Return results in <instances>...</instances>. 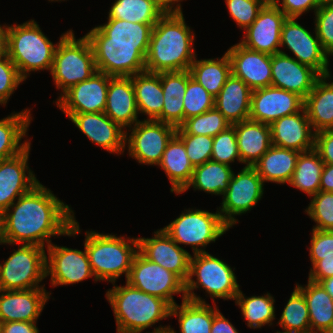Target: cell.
I'll return each instance as SVG.
<instances>
[{"mask_svg":"<svg viewBox=\"0 0 333 333\" xmlns=\"http://www.w3.org/2000/svg\"><path fill=\"white\" fill-rule=\"evenodd\" d=\"M0 219L5 245L45 247L47 244L48 247L53 236H74L81 232L71 207L41 183L20 196Z\"/></svg>","mask_w":333,"mask_h":333,"instance_id":"cell-1","label":"cell"},{"mask_svg":"<svg viewBox=\"0 0 333 333\" xmlns=\"http://www.w3.org/2000/svg\"><path fill=\"white\" fill-rule=\"evenodd\" d=\"M185 23L182 10L167 11L153 26L145 58V71L189 70L196 58L195 33ZM193 33V34H192Z\"/></svg>","mask_w":333,"mask_h":333,"instance_id":"cell-2","label":"cell"},{"mask_svg":"<svg viewBox=\"0 0 333 333\" xmlns=\"http://www.w3.org/2000/svg\"><path fill=\"white\" fill-rule=\"evenodd\" d=\"M106 292L117 325V333H141L155 323L171 317V306L161 298L142 292L127 282Z\"/></svg>","mask_w":333,"mask_h":333,"instance_id":"cell-3","label":"cell"},{"mask_svg":"<svg viewBox=\"0 0 333 333\" xmlns=\"http://www.w3.org/2000/svg\"><path fill=\"white\" fill-rule=\"evenodd\" d=\"M85 233L84 245L94 281L115 283L122 274L127 280L133 258L138 252V238L127 239L92 230Z\"/></svg>","mask_w":333,"mask_h":333,"instance_id":"cell-4","label":"cell"},{"mask_svg":"<svg viewBox=\"0 0 333 333\" xmlns=\"http://www.w3.org/2000/svg\"><path fill=\"white\" fill-rule=\"evenodd\" d=\"M57 44L42 32L34 20L19 25H9L8 57L26 80L29 72H51Z\"/></svg>","mask_w":333,"mask_h":333,"instance_id":"cell-5","label":"cell"},{"mask_svg":"<svg viewBox=\"0 0 333 333\" xmlns=\"http://www.w3.org/2000/svg\"><path fill=\"white\" fill-rule=\"evenodd\" d=\"M233 271L226 262L208 252L194 254L190 258L189 275L185 282L186 300L206 303L205 299L194 293L200 287L209 294L214 304V298L235 300L240 288ZM195 276L196 281L193 279Z\"/></svg>","mask_w":333,"mask_h":333,"instance_id":"cell-6","label":"cell"},{"mask_svg":"<svg viewBox=\"0 0 333 333\" xmlns=\"http://www.w3.org/2000/svg\"><path fill=\"white\" fill-rule=\"evenodd\" d=\"M97 72L94 52L84 35L76 39L73 30L62 34L55 51L51 75L60 96L71 86L89 79Z\"/></svg>","mask_w":333,"mask_h":333,"instance_id":"cell-7","label":"cell"},{"mask_svg":"<svg viewBox=\"0 0 333 333\" xmlns=\"http://www.w3.org/2000/svg\"><path fill=\"white\" fill-rule=\"evenodd\" d=\"M185 211L162 229L175 243L192 246L193 254L206 252L209 243L230 229L218 210L216 213L193 208Z\"/></svg>","mask_w":333,"mask_h":333,"instance_id":"cell-8","label":"cell"},{"mask_svg":"<svg viewBox=\"0 0 333 333\" xmlns=\"http://www.w3.org/2000/svg\"><path fill=\"white\" fill-rule=\"evenodd\" d=\"M45 248L22 244L0 263V286L2 290H28L44 288L40 285L46 278Z\"/></svg>","mask_w":333,"mask_h":333,"instance_id":"cell-9","label":"cell"},{"mask_svg":"<svg viewBox=\"0 0 333 333\" xmlns=\"http://www.w3.org/2000/svg\"><path fill=\"white\" fill-rule=\"evenodd\" d=\"M126 282L142 292L164 299L171 307L176 305L173 294L182 293L186 299L185 283L173 272L148 260L139 251L135 254Z\"/></svg>","mask_w":333,"mask_h":333,"instance_id":"cell-10","label":"cell"},{"mask_svg":"<svg viewBox=\"0 0 333 333\" xmlns=\"http://www.w3.org/2000/svg\"><path fill=\"white\" fill-rule=\"evenodd\" d=\"M176 127L156 120L138 121L126 132L125 144L128 155L138 163L157 165L162 159L168 142L176 134Z\"/></svg>","mask_w":333,"mask_h":333,"instance_id":"cell-11","label":"cell"},{"mask_svg":"<svg viewBox=\"0 0 333 333\" xmlns=\"http://www.w3.org/2000/svg\"><path fill=\"white\" fill-rule=\"evenodd\" d=\"M263 186V180L253 167L245 166L238 174L233 172L221 207L217 208L222 220L229 227L238 223L235 215H242L256 206L264 194Z\"/></svg>","mask_w":333,"mask_h":333,"instance_id":"cell-12","label":"cell"},{"mask_svg":"<svg viewBox=\"0 0 333 333\" xmlns=\"http://www.w3.org/2000/svg\"><path fill=\"white\" fill-rule=\"evenodd\" d=\"M96 69L112 77H131L145 71L149 44L90 43Z\"/></svg>","mask_w":333,"mask_h":333,"instance_id":"cell-13","label":"cell"},{"mask_svg":"<svg viewBox=\"0 0 333 333\" xmlns=\"http://www.w3.org/2000/svg\"><path fill=\"white\" fill-rule=\"evenodd\" d=\"M297 18H286L282 25L280 47L285 46L295 60L314 69L320 76L329 75V55L318 36L301 26Z\"/></svg>","mask_w":333,"mask_h":333,"instance_id":"cell-14","label":"cell"},{"mask_svg":"<svg viewBox=\"0 0 333 333\" xmlns=\"http://www.w3.org/2000/svg\"><path fill=\"white\" fill-rule=\"evenodd\" d=\"M46 277L50 276L53 287L70 285L93 277L87 252L51 243L47 247Z\"/></svg>","mask_w":333,"mask_h":333,"instance_id":"cell-15","label":"cell"},{"mask_svg":"<svg viewBox=\"0 0 333 333\" xmlns=\"http://www.w3.org/2000/svg\"><path fill=\"white\" fill-rule=\"evenodd\" d=\"M109 76L95 72L89 79L71 86L55 101L64 113L104 112L107 99Z\"/></svg>","mask_w":333,"mask_h":333,"instance_id":"cell-16","label":"cell"},{"mask_svg":"<svg viewBox=\"0 0 333 333\" xmlns=\"http://www.w3.org/2000/svg\"><path fill=\"white\" fill-rule=\"evenodd\" d=\"M286 18L278 6L269 0L254 22L244 30V37L239 43L269 55L280 52L281 30Z\"/></svg>","mask_w":333,"mask_h":333,"instance_id":"cell-17","label":"cell"},{"mask_svg":"<svg viewBox=\"0 0 333 333\" xmlns=\"http://www.w3.org/2000/svg\"><path fill=\"white\" fill-rule=\"evenodd\" d=\"M304 99L298 94L268 86L252 90L249 119L271 125L281 117L299 112Z\"/></svg>","mask_w":333,"mask_h":333,"instance_id":"cell-18","label":"cell"},{"mask_svg":"<svg viewBox=\"0 0 333 333\" xmlns=\"http://www.w3.org/2000/svg\"><path fill=\"white\" fill-rule=\"evenodd\" d=\"M30 147L31 144L19 155L0 161V215L40 183L28 166Z\"/></svg>","mask_w":333,"mask_h":333,"instance_id":"cell-19","label":"cell"},{"mask_svg":"<svg viewBox=\"0 0 333 333\" xmlns=\"http://www.w3.org/2000/svg\"><path fill=\"white\" fill-rule=\"evenodd\" d=\"M154 233L152 238L138 237V251L148 260L176 274L185 283L191 254L175 243L163 229Z\"/></svg>","mask_w":333,"mask_h":333,"instance_id":"cell-20","label":"cell"},{"mask_svg":"<svg viewBox=\"0 0 333 333\" xmlns=\"http://www.w3.org/2000/svg\"><path fill=\"white\" fill-rule=\"evenodd\" d=\"M65 114L92 143L109 153L120 155L124 152L126 131L104 112Z\"/></svg>","mask_w":333,"mask_h":333,"instance_id":"cell-21","label":"cell"},{"mask_svg":"<svg viewBox=\"0 0 333 333\" xmlns=\"http://www.w3.org/2000/svg\"><path fill=\"white\" fill-rule=\"evenodd\" d=\"M271 86L294 92L303 99L313 89L320 75L280 50L271 55Z\"/></svg>","mask_w":333,"mask_h":333,"instance_id":"cell-22","label":"cell"},{"mask_svg":"<svg viewBox=\"0 0 333 333\" xmlns=\"http://www.w3.org/2000/svg\"><path fill=\"white\" fill-rule=\"evenodd\" d=\"M232 75L242 79L252 90L271 86V55L251 50L240 43L227 50Z\"/></svg>","mask_w":333,"mask_h":333,"instance_id":"cell-23","label":"cell"},{"mask_svg":"<svg viewBox=\"0 0 333 333\" xmlns=\"http://www.w3.org/2000/svg\"><path fill=\"white\" fill-rule=\"evenodd\" d=\"M51 293L45 288L2 290L0 293V320L5 322H37Z\"/></svg>","mask_w":333,"mask_h":333,"instance_id":"cell-24","label":"cell"},{"mask_svg":"<svg viewBox=\"0 0 333 333\" xmlns=\"http://www.w3.org/2000/svg\"><path fill=\"white\" fill-rule=\"evenodd\" d=\"M270 128L272 145L300 153L314 149L315 132L304 107L274 121Z\"/></svg>","mask_w":333,"mask_h":333,"instance_id":"cell-25","label":"cell"},{"mask_svg":"<svg viewBox=\"0 0 333 333\" xmlns=\"http://www.w3.org/2000/svg\"><path fill=\"white\" fill-rule=\"evenodd\" d=\"M104 113L123 129L140 121L131 77L110 78Z\"/></svg>","mask_w":333,"mask_h":333,"instance_id":"cell-26","label":"cell"},{"mask_svg":"<svg viewBox=\"0 0 333 333\" xmlns=\"http://www.w3.org/2000/svg\"><path fill=\"white\" fill-rule=\"evenodd\" d=\"M232 126L236 132L241 162L253 167L272 146L270 125L247 119Z\"/></svg>","mask_w":333,"mask_h":333,"instance_id":"cell-27","label":"cell"},{"mask_svg":"<svg viewBox=\"0 0 333 333\" xmlns=\"http://www.w3.org/2000/svg\"><path fill=\"white\" fill-rule=\"evenodd\" d=\"M252 89L231 74L214 99V107L231 123L249 119Z\"/></svg>","mask_w":333,"mask_h":333,"instance_id":"cell-28","label":"cell"},{"mask_svg":"<svg viewBox=\"0 0 333 333\" xmlns=\"http://www.w3.org/2000/svg\"><path fill=\"white\" fill-rule=\"evenodd\" d=\"M154 25L108 19L106 24L94 27L85 36L90 43L149 44Z\"/></svg>","mask_w":333,"mask_h":333,"instance_id":"cell-29","label":"cell"},{"mask_svg":"<svg viewBox=\"0 0 333 333\" xmlns=\"http://www.w3.org/2000/svg\"><path fill=\"white\" fill-rule=\"evenodd\" d=\"M188 81L189 70L161 72L164 105L162 113L155 119L156 121L173 125L176 128L184 122L183 99Z\"/></svg>","mask_w":333,"mask_h":333,"instance_id":"cell-30","label":"cell"},{"mask_svg":"<svg viewBox=\"0 0 333 333\" xmlns=\"http://www.w3.org/2000/svg\"><path fill=\"white\" fill-rule=\"evenodd\" d=\"M331 74L320 76L304 99V108L315 133L333 129V82Z\"/></svg>","mask_w":333,"mask_h":333,"instance_id":"cell-31","label":"cell"},{"mask_svg":"<svg viewBox=\"0 0 333 333\" xmlns=\"http://www.w3.org/2000/svg\"><path fill=\"white\" fill-rule=\"evenodd\" d=\"M158 166L165 171L172 185L170 191L180 195L191 181L194 167L183 141L176 134L168 142Z\"/></svg>","mask_w":333,"mask_h":333,"instance_id":"cell-32","label":"cell"},{"mask_svg":"<svg viewBox=\"0 0 333 333\" xmlns=\"http://www.w3.org/2000/svg\"><path fill=\"white\" fill-rule=\"evenodd\" d=\"M300 152L272 145L254 164L263 182L285 184L291 181Z\"/></svg>","mask_w":333,"mask_h":333,"instance_id":"cell-33","label":"cell"},{"mask_svg":"<svg viewBox=\"0 0 333 333\" xmlns=\"http://www.w3.org/2000/svg\"><path fill=\"white\" fill-rule=\"evenodd\" d=\"M30 113V109H24L0 119V161L19 155L31 144L30 140L21 143L31 123Z\"/></svg>","mask_w":333,"mask_h":333,"instance_id":"cell-34","label":"cell"},{"mask_svg":"<svg viewBox=\"0 0 333 333\" xmlns=\"http://www.w3.org/2000/svg\"><path fill=\"white\" fill-rule=\"evenodd\" d=\"M131 78L139 114H146L147 120H155L164 105L161 73L143 71Z\"/></svg>","mask_w":333,"mask_h":333,"instance_id":"cell-35","label":"cell"},{"mask_svg":"<svg viewBox=\"0 0 333 333\" xmlns=\"http://www.w3.org/2000/svg\"><path fill=\"white\" fill-rule=\"evenodd\" d=\"M304 287L296 284L308 306L311 331L327 333L333 327V298L319 284L308 280Z\"/></svg>","mask_w":333,"mask_h":333,"instance_id":"cell-36","label":"cell"},{"mask_svg":"<svg viewBox=\"0 0 333 333\" xmlns=\"http://www.w3.org/2000/svg\"><path fill=\"white\" fill-rule=\"evenodd\" d=\"M219 311L217 306L208 303H197L183 300L181 305L171 307L170 316H176L179 321L180 333H211L214 315ZM172 333H176L170 327Z\"/></svg>","mask_w":333,"mask_h":333,"instance_id":"cell-37","label":"cell"},{"mask_svg":"<svg viewBox=\"0 0 333 333\" xmlns=\"http://www.w3.org/2000/svg\"><path fill=\"white\" fill-rule=\"evenodd\" d=\"M189 72L194 80L216 97L232 74L231 62L226 52L222 58L200 60L195 58L190 65Z\"/></svg>","mask_w":333,"mask_h":333,"instance_id":"cell-38","label":"cell"},{"mask_svg":"<svg viewBox=\"0 0 333 333\" xmlns=\"http://www.w3.org/2000/svg\"><path fill=\"white\" fill-rule=\"evenodd\" d=\"M232 174L233 171L230 166L209 160L194 167L191 181L181 193L193 187L194 190L219 196L223 195L228 189Z\"/></svg>","mask_w":333,"mask_h":333,"instance_id":"cell-39","label":"cell"},{"mask_svg":"<svg viewBox=\"0 0 333 333\" xmlns=\"http://www.w3.org/2000/svg\"><path fill=\"white\" fill-rule=\"evenodd\" d=\"M167 10L156 0H115L107 19L156 24Z\"/></svg>","mask_w":333,"mask_h":333,"instance_id":"cell-40","label":"cell"},{"mask_svg":"<svg viewBox=\"0 0 333 333\" xmlns=\"http://www.w3.org/2000/svg\"><path fill=\"white\" fill-rule=\"evenodd\" d=\"M324 162L313 149L299 154L289 185L312 197L320 191Z\"/></svg>","mask_w":333,"mask_h":333,"instance_id":"cell-41","label":"cell"},{"mask_svg":"<svg viewBox=\"0 0 333 333\" xmlns=\"http://www.w3.org/2000/svg\"><path fill=\"white\" fill-rule=\"evenodd\" d=\"M275 299L270 293L262 296L245 297L243 292L239 290L236 296L235 304L241 308V313L247 321L249 328L258 329L266 324L273 325L275 320Z\"/></svg>","mask_w":333,"mask_h":333,"instance_id":"cell-42","label":"cell"},{"mask_svg":"<svg viewBox=\"0 0 333 333\" xmlns=\"http://www.w3.org/2000/svg\"><path fill=\"white\" fill-rule=\"evenodd\" d=\"M278 325L287 333H305L311 331L307 302L303 293L295 287L278 321Z\"/></svg>","mask_w":333,"mask_h":333,"instance_id":"cell-43","label":"cell"},{"mask_svg":"<svg viewBox=\"0 0 333 333\" xmlns=\"http://www.w3.org/2000/svg\"><path fill=\"white\" fill-rule=\"evenodd\" d=\"M231 126V123L214 107L200 115L184 120L176 129V134L214 137Z\"/></svg>","mask_w":333,"mask_h":333,"instance_id":"cell-44","label":"cell"},{"mask_svg":"<svg viewBox=\"0 0 333 333\" xmlns=\"http://www.w3.org/2000/svg\"><path fill=\"white\" fill-rule=\"evenodd\" d=\"M214 99L215 97L194 80L189 72V81L183 99L184 120L214 108Z\"/></svg>","mask_w":333,"mask_h":333,"instance_id":"cell-45","label":"cell"},{"mask_svg":"<svg viewBox=\"0 0 333 333\" xmlns=\"http://www.w3.org/2000/svg\"><path fill=\"white\" fill-rule=\"evenodd\" d=\"M305 213L316 222L313 229L333 231V192L319 191L312 196Z\"/></svg>","mask_w":333,"mask_h":333,"instance_id":"cell-46","label":"cell"},{"mask_svg":"<svg viewBox=\"0 0 333 333\" xmlns=\"http://www.w3.org/2000/svg\"><path fill=\"white\" fill-rule=\"evenodd\" d=\"M235 159L242 163L238 151L236 132L234 127L231 126L213 137L210 160L230 166L232 162H235Z\"/></svg>","mask_w":333,"mask_h":333,"instance_id":"cell-47","label":"cell"},{"mask_svg":"<svg viewBox=\"0 0 333 333\" xmlns=\"http://www.w3.org/2000/svg\"><path fill=\"white\" fill-rule=\"evenodd\" d=\"M269 0H225L231 18L240 29L245 30L257 18Z\"/></svg>","mask_w":333,"mask_h":333,"instance_id":"cell-48","label":"cell"},{"mask_svg":"<svg viewBox=\"0 0 333 333\" xmlns=\"http://www.w3.org/2000/svg\"><path fill=\"white\" fill-rule=\"evenodd\" d=\"M184 143L193 167L204 164L212 156L213 137L204 135L176 134Z\"/></svg>","mask_w":333,"mask_h":333,"instance_id":"cell-49","label":"cell"},{"mask_svg":"<svg viewBox=\"0 0 333 333\" xmlns=\"http://www.w3.org/2000/svg\"><path fill=\"white\" fill-rule=\"evenodd\" d=\"M314 14V32L325 52L333 56V3L322 4Z\"/></svg>","mask_w":333,"mask_h":333,"instance_id":"cell-50","label":"cell"},{"mask_svg":"<svg viewBox=\"0 0 333 333\" xmlns=\"http://www.w3.org/2000/svg\"><path fill=\"white\" fill-rule=\"evenodd\" d=\"M25 81L8 56L0 57V105L7 103L21 82Z\"/></svg>","mask_w":333,"mask_h":333,"instance_id":"cell-51","label":"cell"},{"mask_svg":"<svg viewBox=\"0 0 333 333\" xmlns=\"http://www.w3.org/2000/svg\"><path fill=\"white\" fill-rule=\"evenodd\" d=\"M308 249L312 266L323 257L333 256V231L312 229Z\"/></svg>","mask_w":333,"mask_h":333,"instance_id":"cell-52","label":"cell"},{"mask_svg":"<svg viewBox=\"0 0 333 333\" xmlns=\"http://www.w3.org/2000/svg\"><path fill=\"white\" fill-rule=\"evenodd\" d=\"M278 8L286 15L287 18H297L303 13L314 10L322 5L319 0H272ZM282 8L280 7V5Z\"/></svg>","mask_w":333,"mask_h":333,"instance_id":"cell-53","label":"cell"},{"mask_svg":"<svg viewBox=\"0 0 333 333\" xmlns=\"http://www.w3.org/2000/svg\"><path fill=\"white\" fill-rule=\"evenodd\" d=\"M314 150L325 164H333V129L315 133Z\"/></svg>","mask_w":333,"mask_h":333,"instance_id":"cell-54","label":"cell"},{"mask_svg":"<svg viewBox=\"0 0 333 333\" xmlns=\"http://www.w3.org/2000/svg\"><path fill=\"white\" fill-rule=\"evenodd\" d=\"M329 277H333V256L317 261L310 269L308 280L318 283Z\"/></svg>","mask_w":333,"mask_h":333,"instance_id":"cell-55","label":"cell"},{"mask_svg":"<svg viewBox=\"0 0 333 333\" xmlns=\"http://www.w3.org/2000/svg\"><path fill=\"white\" fill-rule=\"evenodd\" d=\"M36 322L14 321L2 324V333H39Z\"/></svg>","mask_w":333,"mask_h":333,"instance_id":"cell-56","label":"cell"},{"mask_svg":"<svg viewBox=\"0 0 333 333\" xmlns=\"http://www.w3.org/2000/svg\"><path fill=\"white\" fill-rule=\"evenodd\" d=\"M211 333H239L232 323L218 311L213 317Z\"/></svg>","mask_w":333,"mask_h":333,"instance_id":"cell-57","label":"cell"},{"mask_svg":"<svg viewBox=\"0 0 333 333\" xmlns=\"http://www.w3.org/2000/svg\"><path fill=\"white\" fill-rule=\"evenodd\" d=\"M320 191L333 192V164H325L320 178Z\"/></svg>","mask_w":333,"mask_h":333,"instance_id":"cell-58","label":"cell"},{"mask_svg":"<svg viewBox=\"0 0 333 333\" xmlns=\"http://www.w3.org/2000/svg\"><path fill=\"white\" fill-rule=\"evenodd\" d=\"M9 25H0V57L8 56Z\"/></svg>","mask_w":333,"mask_h":333,"instance_id":"cell-59","label":"cell"},{"mask_svg":"<svg viewBox=\"0 0 333 333\" xmlns=\"http://www.w3.org/2000/svg\"><path fill=\"white\" fill-rule=\"evenodd\" d=\"M159 4H161L167 11H179L181 10V2L182 0H156ZM177 4H176V3ZM176 4V6H175Z\"/></svg>","mask_w":333,"mask_h":333,"instance_id":"cell-60","label":"cell"},{"mask_svg":"<svg viewBox=\"0 0 333 333\" xmlns=\"http://www.w3.org/2000/svg\"><path fill=\"white\" fill-rule=\"evenodd\" d=\"M326 292L333 298V277L322 279L318 282Z\"/></svg>","mask_w":333,"mask_h":333,"instance_id":"cell-61","label":"cell"},{"mask_svg":"<svg viewBox=\"0 0 333 333\" xmlns=\"http://www.w3.org/2000/svg\"><path fill=\"white\" fill-rule=\"evenodd\" d=\"M148 333H172V330L170 329V326H159L157 328H154L153 332Z\"/></svg>","mask_w":333,"mask_h":333,"instance_id":"cell-62","label":"cell"},{"mask_svg":"<svg viewBox=\"0 0 333 333\" xmlns=\"http://www.w3.org/2000/svg\"><path fill=\"white\" fill-rule=\"evenodd\" d=\"M3 238H2V228H1V219H0V245L3 244Z\"/></svg>","mask_w":333,"mask_h":333,"instance_id":"cell-63","label":"cell"},{"mask_svg":"<svg viewBox=\"0 0 333 333\" xmlns=\"http://www.w3.org/2000/svg\"><path fill=\"white\" fill-rule=\"evenodd\" d=\"M321 4L333 3V0H319Z\"/></svg>","mask_w":333,"mask_h":333,"instance_id":"cell-64","label":"cell"},{"mask_svg":"<svg viewBox=\"0 0 333 333\" xmlns=\"http://www.w3.org/2000/svg\"><path fill=\"white\" fill-rule=\"evenodd\" d=\"M2 324L3 322L0 320V333H2Z\"/></svg>","mask_w":333,"mask_h":333,"instance_id":"cell-65","label":"cell"},{"mask_svg":"<svg viewBox=\"0 0 333 333\" xmlns=\"http://www.w3.org/2000/svg\"><path fill=\"white\" fill-rule=\"evenodd\" d=\"M327 333H333V327Z\"/></svg>","mask_w":333,"mask_h":333,"instance_id":"cell-66","label":"cell"},{"mask_svg":"<svg viewBox=\"0 0 333 333\" xmlns=\"http://www.w3.org/2000/svg\"><path fill=\"white\" fill-rule=\"evenodd\" d=\"M305 333H319V332L309 331V332H305Z\"/></svg>","mask_w":333,"mask_h":333,"instance_id":"cell-67","label":"cell"},{"mask_svg":"<svg viewBox=\"0 0 333 333\" xmlns=\"http://www.w3.org/2000/svg\"><path fill=\"white\" fill-rule=\"evenodd\" d=\"M49 1H51V2H52V1H55V2H56V1H65V0H49Z\"/></svg>","mask_w":333,"mask_h":333,"instance_id":"cell-68","label":"cell"}]
</instances>
